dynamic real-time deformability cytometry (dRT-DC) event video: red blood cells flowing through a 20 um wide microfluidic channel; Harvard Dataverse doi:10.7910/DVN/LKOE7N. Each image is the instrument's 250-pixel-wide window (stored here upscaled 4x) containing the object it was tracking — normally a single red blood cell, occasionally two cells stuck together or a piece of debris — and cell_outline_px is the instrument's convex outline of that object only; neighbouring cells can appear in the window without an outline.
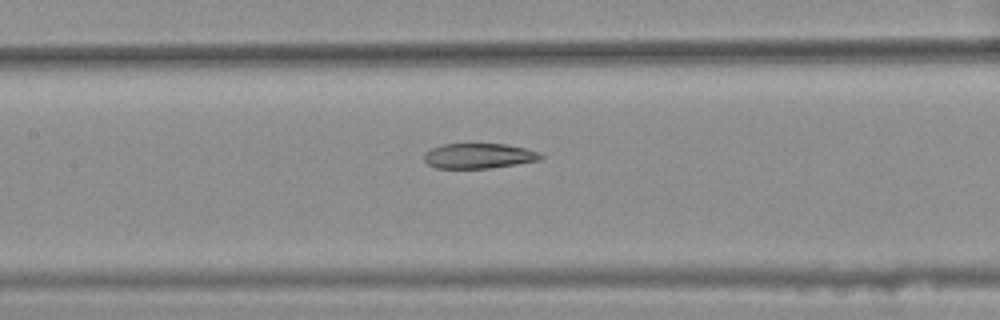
{"species": "common noctule bat (a hibernating species)", "species_latin": "Nyctalus noctula", "temperature_condition": "warm", "stored_images_in_passage": 50, "segment_of_instrument_passage": [2, 2], "camera_frame_rate_fps": 3000, "um_per_image_px": 0.085, "animal": {"sex": "female", "body_mass_g": 25.1}, "frame": {"image": 1, "passage_image": 26, "time_ms": 8.333, "image_size_px": [1000, 320], "cell_outline_px": [[544, 156], [540, 160], [516, 164], [488, 168], [436, 168], [428, 164], [424, 160], [424, 152], [432, 148], [444, 144], [504, 144], [524, 148], [540, 152]], "centroid_in_image_um": [40.69, 13.25], "position_along_channel_um": 166.7, "area_um2": 16.99}}
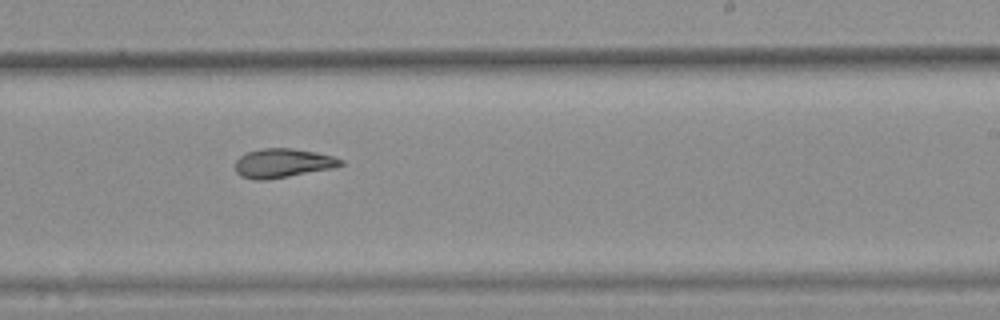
{"frame": {"image": 2, "passage_image": 34, "time_ms": 11.0, "image_size_px": [1000, 320], "cell_outline_px": [[344, 164], [332, 168], [268, 180], [256, 180], [240, 176], [236, 172], [236, 160], [240, 156], [248, 152], [264, 148], [292, 148], [316, 152], [332, 156], [344, 160]], "centroid_in_image_um": [24.03, 13.87], "position_along_channel_um": 265.0, "area_um2": 17.8}}
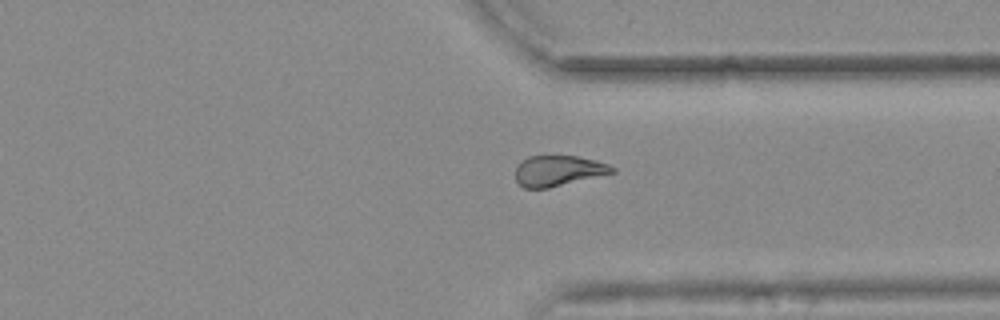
{"frame": {"image": 3, "passage_image": 42, "time_ms": 13.667, "image_size_px": [1000, 320], "cell_outline_px": [[616, 172], [548, 188], [524, 188], [516, 180], [516, 168], [520, 160], [528, 156], [576, 156], [596, 160], [608, 164], [616, 168]], "centroid_in_image_um": [47.45, 14.5], "position_along_channel_um": 363.9, "area_um2": 17.22}}